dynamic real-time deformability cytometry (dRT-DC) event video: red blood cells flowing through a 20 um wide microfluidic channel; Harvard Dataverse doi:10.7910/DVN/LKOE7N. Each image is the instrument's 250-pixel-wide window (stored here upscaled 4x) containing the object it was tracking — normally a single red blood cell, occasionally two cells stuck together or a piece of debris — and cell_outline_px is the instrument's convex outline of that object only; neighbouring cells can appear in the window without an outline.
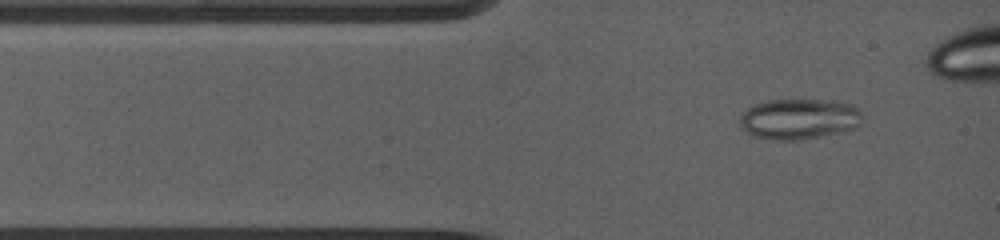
{"species": "common noctule bat (a hibernating species)", "species_latin": "Nyctalus noctula", "temperature_condition": "warm", "stored_images_in_passage": 3, "camera_frame_rate_fps": 5000, "um_per_image_px": 0.085, "animal": {"sex": "female", "body_mass_g": 19.0, "forearm_length_mm": 53.3}, "frame": {"image": 1, "passage_image": 1, "time_ms": 0.0, "image_size_px": [1000, 240], "cell_outline_px": [[860, 112], [852, 124], [848, 128], [816, 136], [796, 140], [772, 140], [756, 136], [748, 132], [740, 124], [740, 120], [744, 112], [748, 108], [756, 104], [776, 100], [816, 100], [848, 104], [856, 108]], "centroid_in_image_um": [67.76, 10.1], "position_along_channel_um": 17.2, "area_um2": 27.11}}